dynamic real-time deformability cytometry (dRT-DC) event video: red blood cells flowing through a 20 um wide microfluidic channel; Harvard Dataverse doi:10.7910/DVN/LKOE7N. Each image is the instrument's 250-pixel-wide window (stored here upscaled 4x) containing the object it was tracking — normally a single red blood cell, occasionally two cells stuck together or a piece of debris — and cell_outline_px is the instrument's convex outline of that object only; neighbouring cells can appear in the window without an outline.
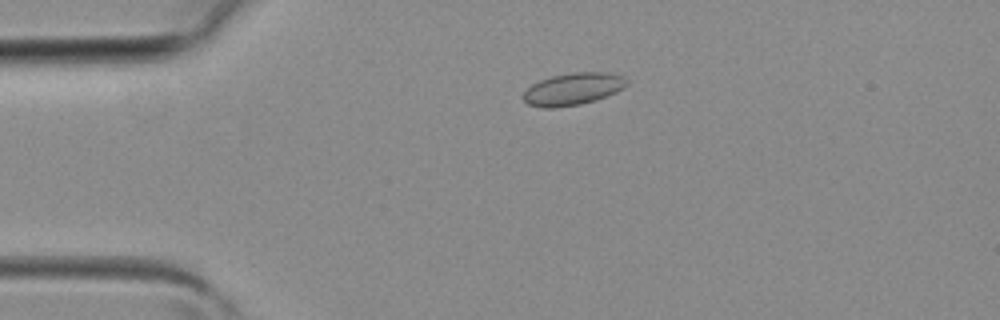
{"species": "common noctule bat (a hibernating species)", "species_latin": "Nyctalus noctula", "temperature_condition": "room temperature", "stored_images_in_passage": 2, "camera_frame_rate_fps": 3000, "um_per_image_px": 0.085, "animal": {"sex": "female", "body_mass_g": 19.3, "forearm_length_mm": 54.1}, "frame": {"image": 1, "passage_image": 1, "time_ms": 0.0, "image_size_px": [1000, 320], "cell_outline_px": [[628, 84], [624, 88], [616, 92], [596, 100], [580, 104], [552, 108], [544, 108], [528, 104], [524, 100], [524, 92], [532, 84], [540, 80], [552, 76], [572, 72], [608, 72], [624, 76], [628, 80]], "centroid_in_image_um": [48.74, 7.55], "position_along_channel_um": 36.3, "area_um2": 19.42}}
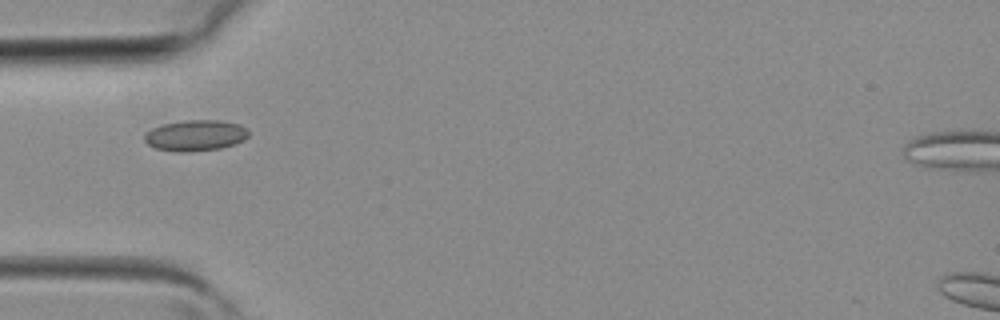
{"frame": {"image": 2, "passage_image": 2, "time_ms": 0.333, "image_size_px": [1000, 320], "cell_outline_px": [[248, 136], [244, 140], [236, 144], [220, 148], [188, 152], [176, 152], [156, 148], [148, 144], [144, 140], [144, 136], [152, 128], [164, 124], [184, 120], [220, 120], [240, 124], [248, 132]], "centroid_in_image_um": [16.63, 11.51], "position_along_channel_um": 68.4, "area_um2": 18.73}}